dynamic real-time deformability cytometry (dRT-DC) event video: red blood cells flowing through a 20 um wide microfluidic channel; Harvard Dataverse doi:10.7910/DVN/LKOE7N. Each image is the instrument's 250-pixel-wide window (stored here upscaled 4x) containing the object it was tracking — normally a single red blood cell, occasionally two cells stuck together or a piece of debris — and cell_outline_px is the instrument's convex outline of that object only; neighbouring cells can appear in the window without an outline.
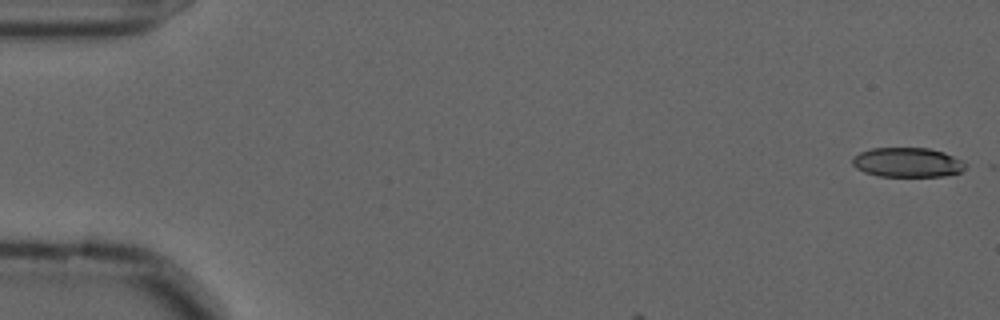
{"species": "common noctule bat (a hibernating species)", "species_latin": "Nyctalus noctula", "temperature_condition": "cold", "stored_images_in_passage": 10, "camera_frame_rate_fps": 3000, "um_per_image_px": 0.085, "animal": {"sex": "male", "forearm_length_mm": 52.5}, "frame": {"image": 1, "passage_image": 1, "time_ms": 0.0, "image_size_px": [1000, 320], "cell_outline_px": [[968, 164], [960, 172], [944, 176], [880, 176], [864, 172], [856, 168], [852, 164], [852, 156], [860, 152], [872, 148], [928, 148], [944, 152]], "centroid_in_image_um": [77.1, 13.8], "position_along_channel_um": 7.9, "area_um2": 19.42}}